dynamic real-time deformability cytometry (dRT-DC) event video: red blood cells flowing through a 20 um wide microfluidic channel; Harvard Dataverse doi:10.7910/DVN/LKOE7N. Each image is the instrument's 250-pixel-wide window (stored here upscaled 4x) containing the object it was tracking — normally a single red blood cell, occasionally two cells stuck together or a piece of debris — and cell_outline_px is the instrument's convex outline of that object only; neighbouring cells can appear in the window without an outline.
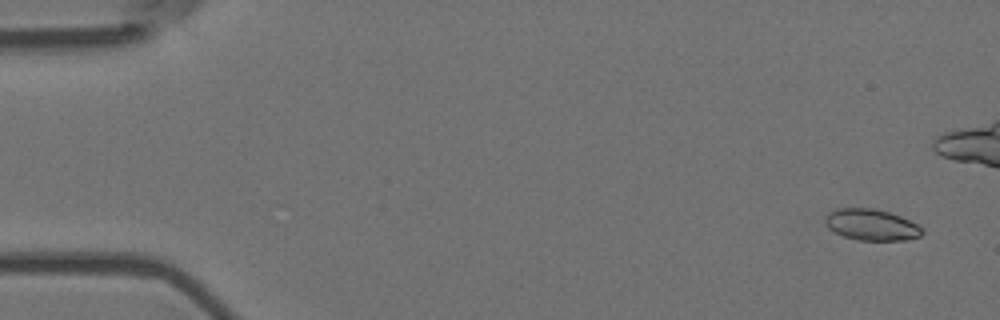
{"species": "Egyptian fruit bat (a non-hibernating species)", "species_latin": "Rousettus aegyptiacus", "temperature_condition": "room temperature", "stored_images_in_passage": 36, "camera_frame_rate_fps": 3000, "um_per_image_px": 0.085, "animal": {"sex": "female"}, "frame": {"image": 1, "passage_image": 1, "time_ms": 0.0, "image_size_px": [1000, 320], "cell_outline_px": [[924, 232], [920, 236], [908, 240], [856, 240], [844, 236], [828, 228], [824, 220], [828, 212], [840, 208], [876, 208], [900, 216], [916, 224]], "centroid_in_image_um": [74.06, 19.1], "position_along_channel_um": 10.9, "area_um2": 17.57}}
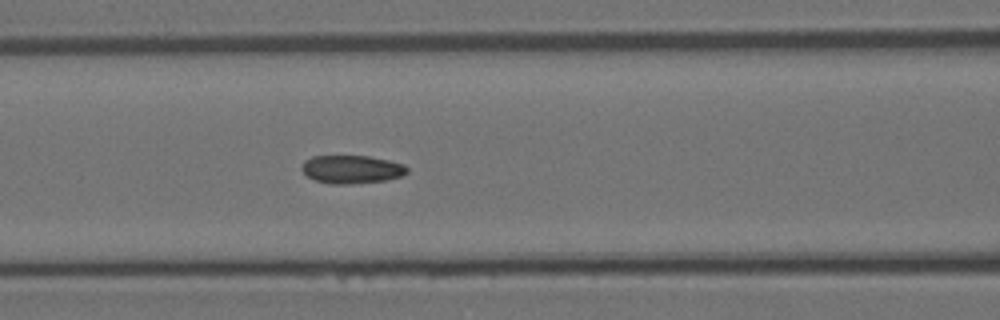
{"frame": {"image": 2, "passage_image": 22, "time_ms": 7.0, "image_size_px": [1000, 320], "cell_outline_px": [[408, 172], [404, 176], [384, 180], [352, 184], [332, 184], [316, 180], [308, 176], [300, 168], [304, 160], [312, 156], [368, 156], [388, 160], [404, 164], [408, 168]], "centroid_in_image_um": [29.91, 14.39], "position_along_channel_um": 136.7, "area_um2": 17.34}}
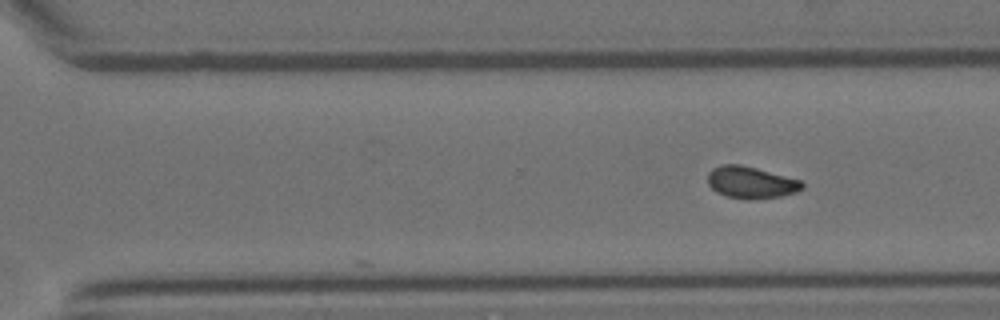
{"frame": {"image": 3, "passage_image": 36, "time_ms": 11.667, "image_size_px": [1000, 320], "cell_outline_px": [[804, 188], [796, 192], [780, 196], [752, 200], [748, 200], [724, 196], [716, 192], [708, 184], [708, 172], [712, 168], [724, 164], [740, 164], [756, 168], [800, 180], [804, 184]], "centroid_in_image_um": [63.81, 15.52], "position_along_channel_um": 306.8, "area_um2": 17.63}}